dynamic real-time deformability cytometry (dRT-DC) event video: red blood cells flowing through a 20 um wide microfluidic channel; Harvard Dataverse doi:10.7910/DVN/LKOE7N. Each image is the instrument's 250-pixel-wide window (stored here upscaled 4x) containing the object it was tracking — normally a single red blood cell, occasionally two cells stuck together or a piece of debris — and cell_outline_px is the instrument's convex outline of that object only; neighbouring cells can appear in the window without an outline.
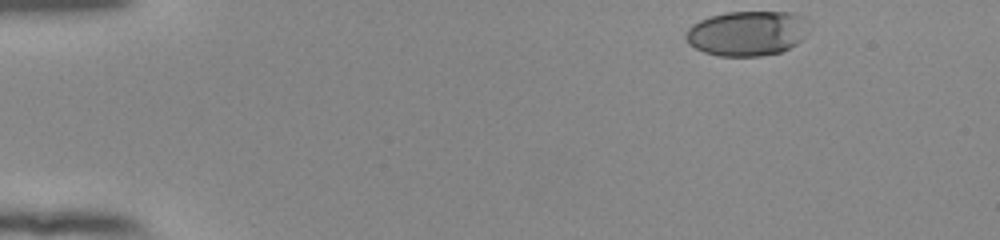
{"species": "human", "species_latin": "Homo sapiens", "temperature_condition": "room temperature", "stored_images_in_passage": 44, "camera_frame_rate_fps": 3000, "um_per_image_px": 0.085, "donor": {"sex": "female"}, "frame": {"image": 1, "passage_image": 1, "time_ms": 0.0, "image_size_px": [1000, 240], "cell_outline_px": [[812, 24], [804, 36], [796, 44], [780, 52], [760, 56], [720, 56], [704, 52], [688, 44], [684, 36], [688, 28], [692, 24], [700, 20], [724, 12], [792, 12], [804, 16], [812, 20]], "centroid_in_image_um": [63.55, 2.81], "position_along_channel_um": 21.4, "area_um2": 32.66}}
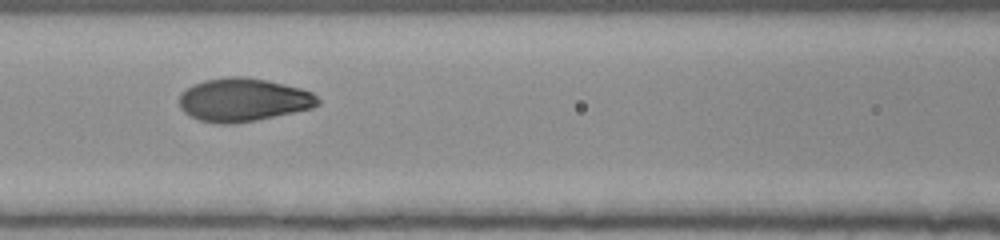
{"frame": {"image": 2, "passage_image": 19, "time_ms": 6.0, "image_size_px": [1000, 240], "cell_outline_px": [[320, 104], [312, 108], [256, 120], [236, 124], [216, 124], [200, 120], [184, 112], [180, 108], [180, 92], [192, 84], [204, 80], [228, 76], [244, 76], [268, 80], [300, 88], [312, 92], [320, 100]], "centroid_in_image_um": [20.66, 8.48], "position_along_channel_um": 145.9, "area_um2": 35.14}}
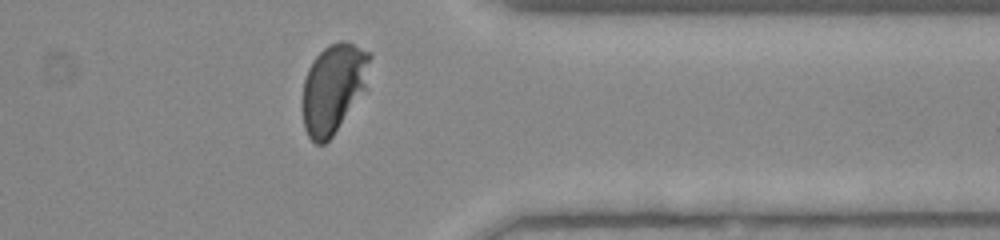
{"frame": {"image": 3, "passage_image": 38, "time_ms": 12.333, "image_size_px": [1000, 240], "cell_outline_px": [[372, 56], [368, 88], [332, 136], [324, 144], [316, 144], [308, 136], [304, 128], [304, 80], [308, 68], [312, 60], [328, 44], [340, 40], [344, 40], [372, 52]], "centroid_in_image_um": [28.41, 7.45], "position_along_channel_um": 383.0, "area_um2": 35.43}, "authors_computed_cell_mechanics": {"area_um2": 34.5933, "velocity_mm_per_s": 3.8567, "shape_relaxation_time_tau1_ms": 2.7621, "shape_relaxation_time_tau2_ms": null, "deformation_change_tau1": 0.1686, "deformation_change_tau2": null}}